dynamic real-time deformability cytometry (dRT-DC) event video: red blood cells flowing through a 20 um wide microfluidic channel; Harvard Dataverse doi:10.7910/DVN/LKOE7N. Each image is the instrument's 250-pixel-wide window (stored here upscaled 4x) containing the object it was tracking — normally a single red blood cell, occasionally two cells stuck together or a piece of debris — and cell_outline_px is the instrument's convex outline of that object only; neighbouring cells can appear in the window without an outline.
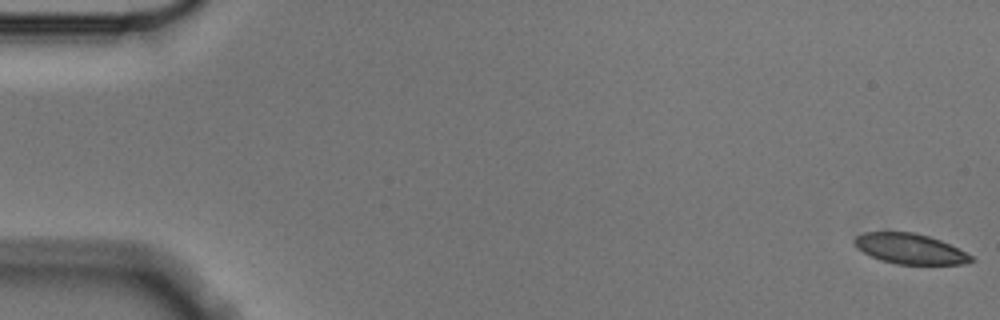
{"species": "Egyptian fruit bat (a non-hibernating species)", "species_latin": "Rousettus aegyptiacus", "temperature_condition": "cold", "stored_images_in_passage": 57, "camera_frame_rate_fps": 3000, "um_per_image_px": 0.085, "animal": {"sex": "male"}, "frame": {"image": 1, "passage_image": 1, "time_ms": 0.0, "image_size_px": [1000, 320], "cell_outline_px": [[976, 260], [964, 264], [896, 264], [880, 260], [864, 252], [856, 244], [856, 236], [864, 232], [912, 232], [928, 236], [940, 240], [972, 256]], "centroid_in_image_um": [77.38, 21.15], "position_along_channel_um": 7.6, "area_um2": 20.17}}
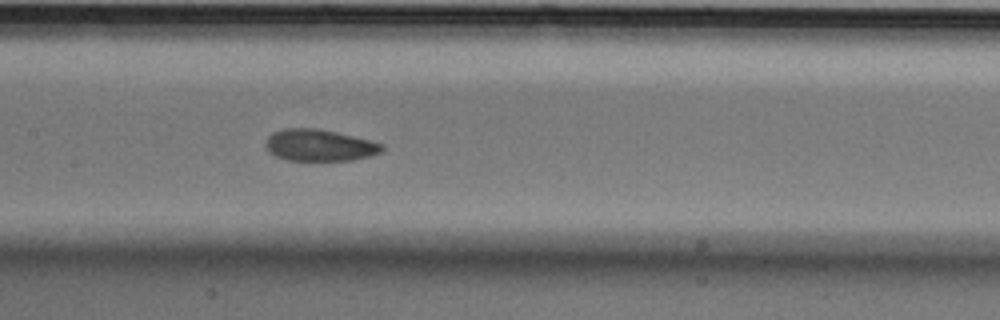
{"frame": {"image": 2, "passage_image": 28, "time_ms": 9.0, "image_size_px": [1000, 320], "cell_outline_px": [[384, 148], [380, 152], [368, 156], [352, 160], [288, 160], [276, 156], [268, 152], [264, 144], [268, 136], [272, 132], [284, 128], [316, 128], [336, 132], [384, 144]], "centroid_in_image_um": [27.1, 12.34], "position_along_channel_um": 180.3, "area_um2": 21.39}}
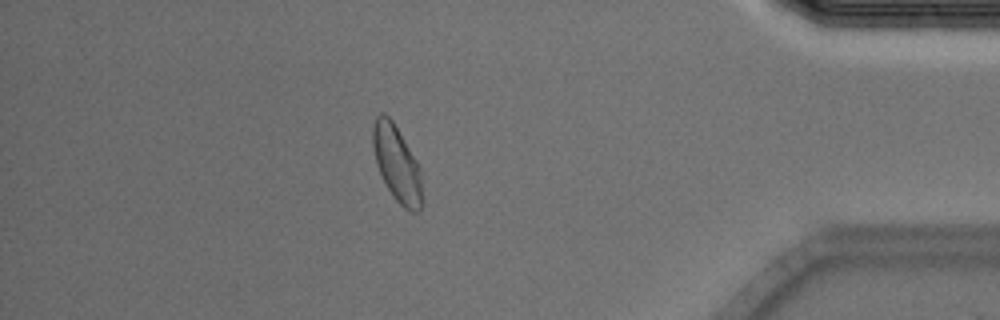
{"frame": {"image": 3, "passage_image": 50, "time_ms": 16.333, "image_size_px": [1000, 320], "cell_outline_px": [[424, 204], [416, 212], [412, 212], [404, 208], [392, 196], [376, 164], [372, 148], [372, 128], [376, 116], [380, 112], [384, 112], [392, 120], [416, 160], [420, 168]], "centroid_in_image_um": [33.74, 13.93], "position_along_channel_um": 401.5, "area_um2": 21.96}, "authors_computed_cell_mechanics": {"area_um2": 21.964, "velocity_mm_per_s": 3.5218, "shape_relaxation_time_tau1_ms": 4.1597, "shape_relaxation_time_tau2_ms": 1.6304, "deformation_change_tau1": 0.1092, "deformation_change_tau2": 0.056}}